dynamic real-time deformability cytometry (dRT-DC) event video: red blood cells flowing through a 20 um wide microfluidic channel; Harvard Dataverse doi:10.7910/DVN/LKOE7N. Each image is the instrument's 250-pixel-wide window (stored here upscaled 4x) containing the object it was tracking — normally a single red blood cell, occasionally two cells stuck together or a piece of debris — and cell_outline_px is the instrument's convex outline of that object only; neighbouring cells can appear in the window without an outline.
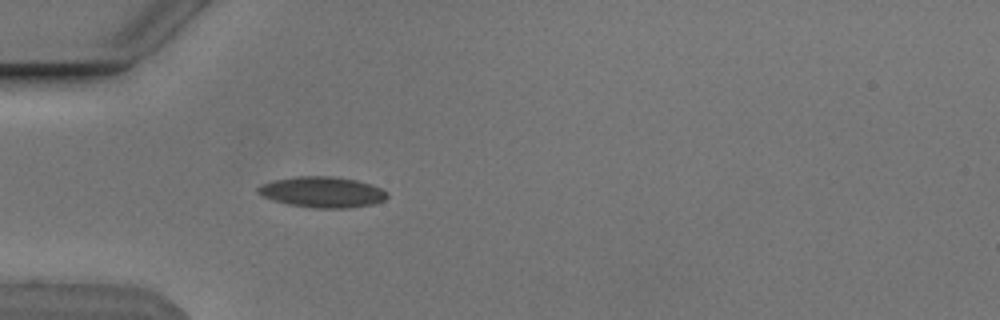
{"species": "Egyptian fruit bat (a non-hibernating species)", "species_latin": "Rousettus aegyptiacus", "temperature_condition": "cold", "stored_images_in_passage": 38, "camera_frame_rate_fps": 3000, "um_per_image_px": 0.085, "animal": {"sex": "male"}, "frame": {"image": 1, "passage_image": 1, "time_ms": 0.0, "image_size_px": [1000, 320], "cell_outline_px": [[388, 196], [384, 200], [372, 204], [348, 208], [312, 208], [288, 204], [264, 196], [256, 192], [256, 188], [260, 184], [272, 180], [296, 176], [336, 176], [356, 180], [372, 184], [388, 192]], "centroid_in_image_um": [27.39, 16.31], "position_along_channel_um": 57.6, "area_um2": 23.29}}
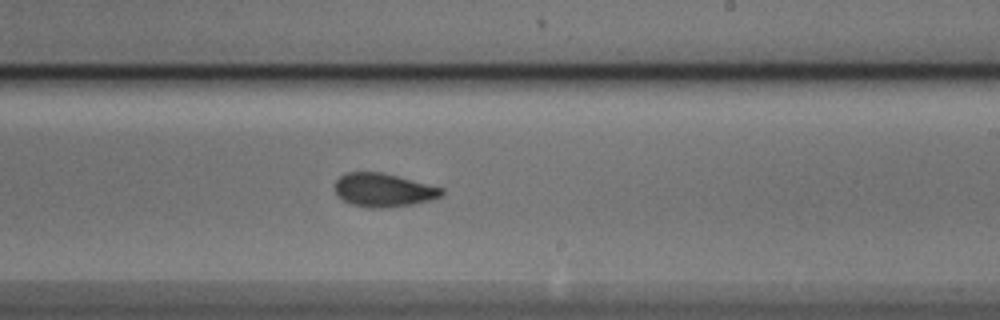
{"frame": {"image": 2, "passage_image": 17, "time_ms": 5.333, "image_size_px": [1000, 320], "cell_outline_px": [[444, 192], [440, 196], [432, 200], [412, 204], [380, 208], [368, 208], [352, 204], [336, 196], [336, 180], [344, 172], [380, 172], [444, 188]], "centroid_in_image_um": [32.58, 16.16], "position_along_channel_um": 256.4, "area_um2": 20.69}}
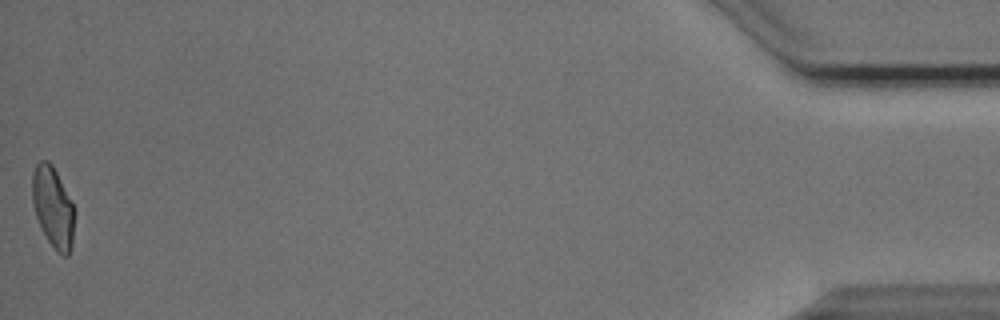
{"frame": {"image": 3, "passage_image": 38, "time_ms": 12.333, "image_size_px": [1000, 320], "cell_outline_px": [[76, 212], [72, 248], [68, 256], [64, 256], [56, 252], [48, 240], [36, 216], [32, 200], [32, 172], [36, 164], [40, 160], [48, 160], [52, 164], [76, 208]], "centroid_in_image_um": [4.54, 17.62], "position_along_channel_um": 430.7, "area_um2": 20.29}, "authors_computed_cell_mechanics": {"area_um2": 20.7791, "velocity_mm_per_s": 3.8456, "shape_relaxation_time_tau1_ms": 4.9893, "shape_relaxation_time_tau2_ms": 1.8924, "deformation_change_tau1": 0.1379, "deformation_change_tau2": 0.0784}}